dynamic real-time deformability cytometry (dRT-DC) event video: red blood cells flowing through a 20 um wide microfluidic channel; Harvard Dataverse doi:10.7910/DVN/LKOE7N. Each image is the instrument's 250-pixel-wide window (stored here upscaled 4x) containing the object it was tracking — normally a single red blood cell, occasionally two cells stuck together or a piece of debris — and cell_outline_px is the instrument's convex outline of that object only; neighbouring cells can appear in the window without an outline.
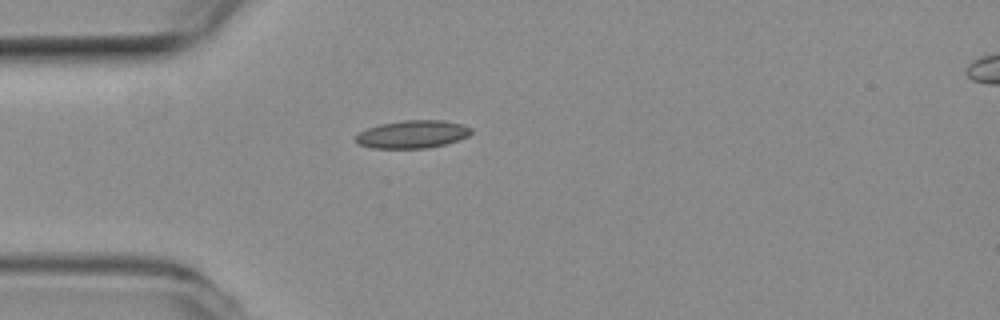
{"species": "common noctule bat (a hibernating species)", "species_latin": "Nyctalus noctula", "temperature_condition": "room temperature", "stored_images_in_passage": 1, "camera_frame_rate_fps": 3000, "um_per_image_px": 0.085, "animal": {"sex": "female", "body_mass_g": 19.3, "forearm_length_mm": 54.1}, "frame": {"image": 1, "passage_image": 1, "time_ms": 0.0, "image_size_px": [1000, 320], "cell_outline_px": [[472, 132], [468, 136], [460, 140], [428, 148], [372, 148], [360, 144], [356, 140], [356, 136], [360, 132], [368, 128], [380, 124], [404, 120], [444, 120], [460, 124], [472, 128]], "centroid_in_image_um": [35.09, 11.41], "position_along_channel_um": 49.9, "area_um2": 18.61}}